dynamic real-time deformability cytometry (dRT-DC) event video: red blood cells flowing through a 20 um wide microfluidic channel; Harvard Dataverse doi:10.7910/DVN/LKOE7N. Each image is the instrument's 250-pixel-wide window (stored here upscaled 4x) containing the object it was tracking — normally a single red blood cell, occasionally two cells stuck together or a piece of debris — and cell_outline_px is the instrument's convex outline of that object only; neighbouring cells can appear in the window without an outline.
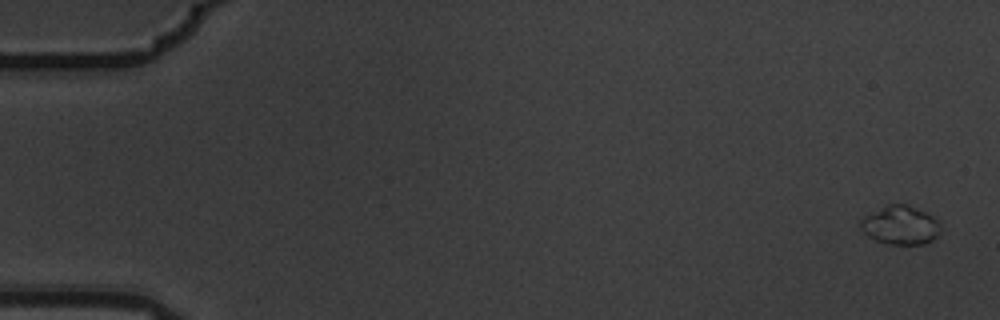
{"species": "common noctule bat (a hibernating species)", "species_latin": "Nyctalus noctula", "temperature_condition": "warm", "stored_images_in_passage": 6, "camera_frame_rate_fps": 3000, "um_per_image_px": 0.085, "animal": {"sex": "male", "body_mass_g": 19.5, "forearm_length_mm": 54.6}, "frame": {"image": 1, "passage_image": 1, "time_ms": 0.0, "image_size_px": [1000, 320], "cell_outline_px": [[940, 236], [924, 244], [888, 244], [876, 240], [868, 236], [860, 228], [860, 220], [864, 216], [888, 204], [908, 204], [940, 220]], "centroid_in_image_um": [76.56, 19.14], "position_along_channel_um": 8.4, "area_um2": 18.15}}
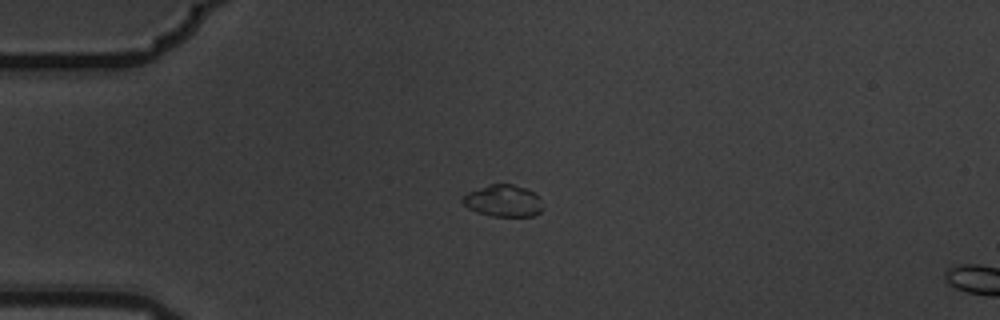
{"frame": {"image": 2, "passage_image": 5, "time_ms": 1.333, "image_size_px": [1000, 320], "cell_outline_px": [[544, 208], [536, 216], [492, 216], [476, 212], [468, 208], [460, 200], [468, 192], [488, 184], [512, 184], [536, 192], [540, 196]], "centroid_in_image_um": [42.82, 17.07], "position_along_channel_um": 42.2, "area_um2": 15.14}}